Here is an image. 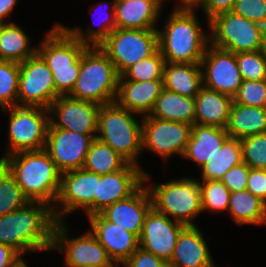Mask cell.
<instances>
[{
	"label": "cell",
	"mask_w": 266,
	"mask_h": 267,
	"mask_svg": "<svg viewBox=\"0 0 266 267\" xmlns=\"http://www.w3.org/2000/svg\"><path fill=\"white\" fill-rule=\"evenodd\" d=\"M232 12L262 26L266 24V0H235Z\"/></svg>",
	"instance_id": "obj_42"
},
{
	"label": "cell",
	"mask_w": 266,
	"mask_h": 267,
	"mask_svg": "<svg viewBox=\"0 0 266 267\" xmlns=\"http://www.w3.org/2000/svg\"><path fill=\"white\" fill-rule=\"evenodd\" d=\"M229 137H245L266 132V108L232 104L229 121L226 126Z\"/></svg>",
	"instance_id": "obj_28"
},
{
	"label": "cell",
	"mask_w": 266,
	"mask_h": 267,
	"mask_svg": "<svg viewBox=\"0 0 266 267\" xmlns=\"http://www.w3.org/2000/svg\"><path fill=\"white\" fill-rule=\"evenodd\" d=\"M203 87L200 64L166 62L163 73V88L182 96L193 97Z\"/></svg>",
	"instance_id": "obj_27"
},
{
	"label": "cell",
	"mask_w": 266,
	"mask_h": 267,
	"mask_svg": "<svg viewBox=\"0 0 266 267\" xmlns=\"http://www.w3.org/2000/svg\"><path fill=\"white\" fill-rule=\"evenodd\" d=\"M96 134H80L61 128H54L50 123L47 129L44 150L54 161L58 171L65 172L82 169L86 155Z\"/></svg>",
	"instance_id": "obj_15"
},
{
	"label": "cell",
	"mask_w": 266,
	"mask_h": 267,
	"mask_svg": "<svg viewBox=\"0 0 266 267\" xmlns=\"http://www.w3.org/2000/svg\"><path fill=\"white\" fill-rule=\"evenodd\" d=\"M4 167V161L0 158V170Z\"/></svg>",
	"instance_id": "obj_51"
},
{
	"label": "cell",
	"mask_w": 266,
	"mask_h": 267,
	"mask_svg": "<svg viewBox=\"0 0 266 267\" xmlns=\"http://www.w3.org/2000/svg\"><path fill=\"white\" fill-rule=\"evenodd\" d=\"M29 202L15 177L4 166L0 170V216L25 207Z\"/></svg>",
	"instance_id": "obj_35"
},
{
	"label": "cell",
	"mask_w": 266,
	"mask_h": 267,
	"mask_svg": "<svg viewBox=\"0 0 266 267\" xmlns=\"http://www.w3.org/2000/svg\"><path fill=\"white\" fill-rule=\"evenodd\" d=\"M19 90L17 106L43 107L48 109L60 95L56 92L51 70L36 53L19 63Z\"/></svg>",
	"instance_id": "obj_14"
},
{
	"label": "cell",
	"mask_w": 266,
	"mask_h": 267,
	"mask_svg": "<svg viewBox=\"0 0 266 267\" xmlns=\"http://www.w3.org/2000/svg\"><path fill=\"white\" fill-rule=\"evenodd\" d=\"M144 172L142 167L127 163L121 170L100 175L95 195V214L133 194L144 183Z\"/></svg>",
	"instance_id": "obj_19"
},
{
	"label": "cell",
	"mask_w": 266,
	"mask_h": 267,
	"mask_svg": "<svg viewBox=\"0 0 266 267\" xmlns=\"http://www.w3.org/2000/svg\"><path fill=\"white\" fill-rule=\"evenodd\" d=\"M246 190L266 203V169L249 168Z\"/></svg>",
	"instance_id": "obj_45"
},
{
	"label": "cell",
	"mask_w": 266,
	"mask_h": 267,
	"mask_svg": "<svg viewBox=\"0 0 266 267\" xmlns=\"http://www.w3.org/2000/svg\"><path fill=\"white\" fill-rule=\"evenodd\" d=\"M233 98L202 87L195 97V124L226 128Z\"/></svg>",
	"instance_id": "obj_26"
},
{
	"label": "cell",
	"mask_w": 266,
	"mask_h": 267,
	"mask_svg": "<svg viewBox=\"0 0 266 267\" xmlns=\"http://www.w3.org/2000/svg\"><path fill=\"white\" fill-rule=\"evenodd\" d=\"M243 162L254 169H266V132L241 139Z\"/></svg>",
	"instance_id": "obj_39"
},
{
	"label": "cell",
	"mask_w": 266,
	"mask_h": 267,
	"mask_svg": "<svg viewBox=\"0 0 266 267\" xmlns=\"http://www.w3.org/2000/svg\"><path fill=\"white\" fill-rule=\"evenodd\" d=\"M249 167L242 162L229 169L221 179L230 192H239L247 189Z\"/></svg>",
	"instance_id": "obj_43"
},
{
	"label": "cell",
	"mask_w": 266,
	"mask_h": 267,
	"mask_svg": "<svg viewBox=\"0 0 266 267\" xmlns=\"http://www.w3.org/2000/svg\"><path fill=\"white\" fill-rule=\"evenodd\" d=\"M205 0H177L176 6L183 7V8H193L198 9V7L204 2Z\"/></svg>",
	"instance_id": "obj_49"
},
{
	"label": "cell",
	"mask_w": 266,
	"mask_h": 267,
	"mask_svg": "<svg viewBox=\"0 0 266 267\" xmlns=\"http://www.w3.org/2000/svg\"><path fill=\"white\" fill-rule=\"evenodd\" d=\"M88 45L73 37L61 23H55L37 45V53L52 72L56 92L68 96L76 83L81 56Z\"/></svg>",
	"instance_id": "obj_4"
},
{
	"label": "cell",
	"mask_w": 266,
	"mask_h": 267,
	"mask_svg": "<svg viewBox=\"0 0 266 267\" xmlns=\"http://www.w3.org/2000/svg\"><path fill=\"white\" fill-rule=\"evenodd\" d=\"M15 267H29V265L26 263V261L23 258L18 262V264Z\"/></svg>",
	"instance_id": "obj_50"
},
{
	"label": "cell",
	"mask_w": 266,
	"mask_h": 267,
	"mask_svg": "<svg viewBox=\"0 0 266 267\" xmlns=\"http://www.w3.org/2000/svg\"><path fill=\"white\" fill-rule=\"evenodd\" d=\"M18 4V0H0V22L9 23L13 22L7 18L11 16L14 11L15 5ZM7 19V20H5Z\"/></svg>",
	"instance_id": "obj_48"
},
{
	"label": "cell",
	"mask_w": 266,
	"mask_h": 267,
	"mask_svg": "<svg viewBox=\"0 0 266 267\" xmlns=\"http://www.w3.org/2000/svg\"><path fill=\"white\" fill-rule=\"evenodd\" d=\"M165 59L158 49L153 55L129 67L119 80L149 81L163 79Z\"/></svg>",
	"instance_id": "obj_37"
},
{
	"label": "cell",
	"mask_w": 266,
	"mask_h": 267,
	"mask_svg": "<svg viewBox=\"0 0 266 267\" xmlns=\"http://www.w3.org/2000/svg\"><path fill=\"white\" fill-rule=\"evenodd\" d=\"M166 0H116L117 29H158ZM161 13V14H160Z\"/></svg>",
	"instance_id": "obj_23"
},
{
	"label": "cell",
	"mask_w": 266,
	"mask_h": 267,
	"mask_svg": "<svg viewBox=\"0 0 266 267\" xmlns=\"http://www.w3.org/2000/svg\"><path fill=\"white\" fill-rule=\"evenodd\" d=\"M192 125L143 116L142 150L147 149L167 162L171 156L182 157L191 135Z\"/></svg>",
	"instance_id": "obj_13"
},
{
	"label": "cell",
	"mask_w": 266,
	"mask_h": 267,
	"mask_svg": "<svg viewBox=\"0 0 266 267\" xmlns=\"http://www.w3.org/2000/svg\"><path fill=\"white\" fill-rule=\"evenodd\" d=\"M119 76L158 49L157 29H114L99 45Z\"/></svg>",
	"instance_id": "obj_10"
},
{
	"label": "cell",
	"mask_w": 266,
	"mask_h": 267,
	"mask_svg": "<svg viewBox=\"0 0 266 267\" xmlns=\"http://www.w3.org/2000/svg\"><path fill=\"white\" fill-rule=\"evenodd\" d=\"M158 31V47L166 62L200 64L210 44L209 28H203L197 9L176 6Z\"/></svg>",
	"instance_id": "obj_2"
},
{
	"label": "cell",
	"mask_w": 266,
	"mask_h": 267,
	"mask_svg": "<svg viewBox=\"0 0 266 267\" xmlns=\"http://www.w3.org/2000/svg\"><path fill=\"white\" fill-rule=\"evenodd\" d=\"M100 175L77 169L61 174L60 190L53 207L57 221H65L67 214L84 210L86 217L95 214V195Z\"/></svg>",
	"instance_id": "obj_12"
},
{
	"label": "cell",
	"mask_w": 266,
	"mask_h": 267,
	"mask_svg": "<svg viewBox=\"0 0 266 267\" xmlns=\"http://www.w3.org/2000/svg\"><path fill=\"white\" fill-rule=\"evenodd\" d=\"M116 0H112L111 3L109 2L108 5L102 6L100 3L97 5H94V9L90 8L91 13H94L96 10L106 11V8L111 10L106 13V15L102 12L103 15H105L102 20L100 19L101 23H98V28L93 29V27H88V29H82L78 26L76 27H67L63 24H61L73 37L80 40L82 43L88 45V46H99L108 36L109 34L116 29V22H115V14H114V8H115ZM97 5V6H96ZM101 6V7H100ZM104 7V8H102ZM94 10V11H93ZM93 11V12H92ZM101 12H99L101 14ZM97 14V13H96ZM95 14V16H96ZM102 16V15H101ZM97 17V16H96ZM99 17V15H98ZM95 20V18H94ZM96 21V20H95ZM95 26V22L93 23ZM100 24V25H99Z\"/></svg>",
	"instance_id": "obj_34"
},
{
	"label": "cell",
	"mask_w": 266,
	"mask_h": 267,
	"mask_svg": "<svg viewBox=\"0 0 266 267\" xmlns=\"http://www.w3.org/2000/svg\"><path fill=\"white\" fill-rule=\"evenodd\" d=\"M163 89V79L149 81L119 80L115 102L138 115H150Z\"/></svg>",
	"instance_id": "obj_24"
},
{
	"label": "cell",
	"mask_w": 266,
	"mask_h": 267,
	"mask_svg": "<svg viewBox=\"0 0 266 267\" xmlns=\"http://www.w3.org/2000/svg\"><path fill=\"white\" fill-rule=\"evenodd\" d=\"M227 213L237 226L266 225V203L247 190L230 194Z\"/></svg>",
	"instance_id": "obj_30"
},
{
	"label": "cell",
	"mask_w": 266,
	"mask_h": 267,
	"mask_svg": "<svg viewBox=\"0 0 266 267\" xmlns=\"http://www.w3.org/2000/svg\"><path fill=\"white\" fill-rule=\"evenodd\" d=\"M23 258L12 247L0 243V267H15Z\"/></svg>",
	"instance_id": "obj_47"
},
{
	"label": "cell",
	"mask_w": 266,
	"mask_h": 267,
	"mask_svg": "<svg viewBox=\"0 0 266 267\" xmlns=\"http://www.w3.org/2000/svg\"><path fill=\"white\" fill-rule=\"evenodd\" d=\"M1 111L9 118L7 146L4 155L0 157L2 160L14 153L44 149L50 123L49 109L13 106Z\"/></svg>",
	"instance_id": "obj_8"
},
{
	"label": "cell",
	"mask_w": 266,
	"mask_h": 267,
	"mask_svg": "<svg viewBox=\"0 0 266 267\" xmlns=\"http://www.w3.org/2000/svg\"><path fill=\"white\" fill-rule=\"evenodd\" d=\"M19 63L0 60V108L17 106Z\"/></svg>",
	"instance_id": "obj_38"
},
{
	"label": "cell",
	"mask_w": 266,
	"mask_h": 267,
	"mask_svg": "<svg viewBox=\"0 0 266 267\" xmlns=\"http://www.w3.org/2000/svg\"><path fill=\"white\" fill-rule=\"evenodd\" d=\"M119 75L107 54L99 46H88L81 56V67L72 92L78 100L105 105L115 102Z\"/></svg>",
	"instance_id": "obj_7"
},
{
	"label": "cell",
	"mask_w": 266,
	"mask_h": 267,
	"mask_svg": "<svg viewBox=\"0 0 266 267\" xmlns=\"http://www.w3.org/2000/svg\"><path fill=\"white\" fill-rule=\"evenodd\" d=\"M3 161L30 202H42L54 207L60 190L61 173L44 149L14 153Z\"/></svg>",
	"instance_id": "obj_3"
},
{
	"label": "cell",
	"mask_w": 266,
	"mask_h": 267,
	"mask_svg": "<svg viewBox=\"0 0 266 267\" xmlns=\"http://www.w3.org/2000/svg\"><path fill=\"white\" fill-rule=\"evenodd\" d=\"M3 24L4 23L0 22V31H1L2 27H3Z\"/></svg>",
	"instance_id": "obj_52"
},
{
	"label": "cell",
	"mask_w": 266,
	"mask_h": 267,
	"mask_svg": "<svg viewBox=\"0 0 266 267\" xmlns=\"http://www.w3.org/2000/svg\"><path fill=\"white\" fill-rule=\"evenodd\" d=\"M243 80H266V57L262 51L236 53Z\"/></svg>",
	"instance_id": "obj_40"
},
{
	"label": "cell",
	"mask_w": 266,
	"mask_h": 267,
	"mask_svg": "<svg viewBox=\"0 0 266 267\" xmlns=\"http://www.w3.org/2000/svg\"><path fill=\"white\" fill-rule=\"evenodd\" d=\"M48 109L49 122L54 128L76 131L80 134H97L99 104L59 96Z\"/></svg>",
	"instance_id": "obj_17"
},
{
	"label": "cell",
	"mask_w": 266,
	"mask_h": 267,
	"mask_svg": "<svg viewBox=\"0 0 266 267\" xmlns=\"http://www.w3.org/2000/svg\"><path fill=\"white\" fill-rule=\"evenodd\" d=\"M128 162L109 145L95 138L86 155L83 169L105 175L121 170Z\"/></svg>",
	"instance_id": "obj_33"
},
{
	"label": "cell",
	"mask_w": 266,
	"mask_h": 267,
	"mask_svg": "<svg viewBox=\"0 0 266 267\" xmlns=\"http://www.w3.org/2000/svg\"><path fill=\"white\" fill-rule=\"evenodd\" d=\"M56 222L53 207L29 202L0 216V243L12 247L22 257L29 252H50Z\"/></svg>",
	"instance_id": "obj_1"
},
{
	"label": "cell",
	"mask_w": 266,
	"mask_h": 267,
	"mask_svg": "<svg viewBox=\"0 0 266 267\" xmlns=\"http://www.w3.org/2000/svg\"><path fill=\"white\" fill-rule=\"evenodd\" d=\"M235 0H205L199 8L202 9L209 28V20L215 15L232 11Z\"/></svg>",
	"instance_id": "obj_46"
},
{
	"label": "cell",
	"mask_w": 266,
	"mask_h": 267,
	"mask_svg": "<svg viewBox=\"0 0 266 267\" xmlns=\"http://www.w3.org/2000/svg\"><path fill=\"white\" fill-rule=\"evenodd\" d=\"M151 208V196L143 183L128 198L106 207L100 214L106 220L140 237L145 217Z\"/></svg>",
	"instance_id": "obj_21"
},
{
	"label": "cell",
	"mask_w": 266,
	"mask_h": 267,
	"mask_svg": "<svg viewBox=\"0 0 266 267\" xmlns=\"http://www.w3.org/2000/svg\"><path fill=\"white\" fill-rule=\"evenodd\" d=\"M203 86L234 97L243 79L236 61V54L209 44L200 62Z\"/></svg>",
	"instance_id": "obj_16"
},
{
	"label": "cell",
	"mask_w": 266,
	"mask_h": 267,
	"mask_svg": "<svg viewBox=\"0 0 266 267\" xmlns=\"http://www.w3.org/2000/svg\"><path fill=\"white\" fill-rule=\"evenodd\" d=\"M184 227V224L170 219L167 215L159 213L152 207L144 220L139 237V247L169 262L178 235Z\"/></svg>",
	"instance_id": "obj_18"
},
{
	"label": "cell",
	"mask_w": 266,
	"mask_h": 267,
	"mask_svg": "<svg viewBox=\"0 0 266 267\" xmlns=\"http://www.w3.org/2000/svg\"><path fill=\"white\" fill-rule=\"evenodd\" d=\"M200 192L203 212L227 213L231 192L221 180L200 181Z\"/></svg>",
	"instance_id": "obj_36"
},
{
	"label": "cell",
	"mask_w": 266,
	"mask_h": 267,
	"mask_svg": "<svg viewBox=\"0 0 266 267\" xmlns=\"http://www.w3.org/2000/svg\"><path fill=\"white\" fill-rule=\"evenodd\" d=\"M68 225L57 221L54 227L52 249L63 254L64 267H120L109 257L91 230L71 237Z\"/></svg>",
	"instance_id": "obj_11"
},
{
	"label": "cell",
	"mask_w": 266,
	"mask_h": 267,
	"mask_svg": "<svg viewBox=\"0 0 266 267\" xmlns=\"http://www.w3.org/2000/svg\"><path fill=\"white\" fill-rule=\"evenodd\" d=\"M151 117L195 124V98L162 89L156 100Z\"/></svg>",
	"instance_id": "obj_29"
},
{
	"label": "cell",
	"mask_w": 266,
	"mask_h": 267,
	"mask_svg": "<svg viewBox=\"0 0 266 267\" xmlns=\"http://www.w3.org/2000/svg\"><path fill=\"white\" fill-rule=\"evenodd\" d=\"M135 116L141 115L120 107L116 102L100 105L96 139L109 145L128 163L141 167L143 117Z\"/></svg>",
	"instance_id": "obj_5"
},
{
	"label": "cell",
	"mask_w": 266,
	"mask_h": 267,
	"mask_svg": "<svg viewBox=\"0 0 266 267\" xmlns=\"http://www.w3.org/2000/svg\"><path fill=\"white\" fill-rule=\"evenodd\" d=\"M242 162L241 139L229 137L222 148L200 169L202 172H200L201 177L198 180H221L229 169Z\"/></svg>",
	"instance_id": "obj_32"
},
{
	"label": "cell",
	"mask_w": 266,
	"mask_h": 267,
	"mask_svg": "<svg viewBox=\"0 0 266 267\" xmlns=\"http://www.w3.org/2000/svg\"><path fill=\"white\" fill-rule=\"evenodd\" d=\"M151 178L145 171L144 184L149 190L152 207L185 226H195L194 220L203 213L198 178L184 176L157 184L151 183Z\"/></svg>",
	"instance_id": "obj_6"
},
{
	"label": "cell",
	"mask_w": 266,
	"mask_h": 267,
	"mask_svg": "<svg viewBox=\"0 0 266 267\" xmlns=\"http://www.w3.org/2000/svg\"><path fill=\"white\" fill-rule=\"evenodd\" d=\"M263 26L232 11L209 20L210 44L233 53L262 50Z\"/></svg>",
	"instance_id": "obj_9"
},
{
	"label": "cell",
	"mask_w": 266,
	"mask_h": 267,
	"mask_svg": "<svg viewBox=\"0 0 266 267\" xmlns=\"http://www.w3.org/2000/svg\"><path fill=\"white\" fill-rule=\"evenodd\" d=\"M233 102L241 105L266 108V80H243Z\"/></svg>",
	"instance_id": "obj_41"
},
{
	"label": "cell",
	"mask_w": 266,
	"mask_h": 267,
	"mask_svg": "<svg viewBox=\"0 0 266 267\" xmlns=\"http://www.w3.org/2000/svg\"><path fill=\"white\" fill-rule=\"evenodd\" d=\"M202 231L185 226L178 235L169 267H217Z\"/></svg>",
	"instance_id": "obj_22"
},
{
	"label": "cell",
	"mask_w": 266,
	"mask_h": 267,
	"mask_svg": "<svg viewBox=\"0 0 266 267\" xmlns=\"http://www.w3.org/2000/svg\"><path fill=\"white\" fill-rule=\"evenodd\" d=\"M120 267H169V263L139 247Z\"/></svg>",
	"instance_id": "obj_44"
},
{
	"label": "cell",
	"mask_w": 266,
	"mask_h": 267,
	"mask_svg": "<svg viewBox=\"0 0 266 267\" xmlns=\"http://www.w3.org/2000/svg\"><path fill=\"white\" fill-rule=\"evenodd\" d=\"M30 37L14 22L4 23L0 31V60L20 63L37 53V45L30 44Z\"/></svg>",
	"instance_id": "obj_31"
},
{
	"label": "cell",
	"mask_w": 266,
	"mask_h": 267,
	"mask_svg": "<svg viewBox=\"0 0 266 267\" xmlns=\"http://www.w3.org/2000/svg\"><path fill=\"white\" fill-rule=\"evenodd\" d=\"M88 222L91 232L116 265L121 266L139 248L136 234L106 220L100 213L88 217Z\"/></svg>",
	"instance_id": "obj_20"
},
{
	"label": "cell",
	"mask_w": 266,
	"mask_h": 267,
	"mask_svg": "<svg viewBox=\"0 0 266 267\" xmlns=\"http://www.w3.org/2000/svg\"><path fill=\"white\" fill-rule=\"evenodd\" d=\"M228 138L226 128L194 124L182 158L194 162L201 169Z\"/></svg>",
	"instance_id": "obj_25"
}]
</instances>
